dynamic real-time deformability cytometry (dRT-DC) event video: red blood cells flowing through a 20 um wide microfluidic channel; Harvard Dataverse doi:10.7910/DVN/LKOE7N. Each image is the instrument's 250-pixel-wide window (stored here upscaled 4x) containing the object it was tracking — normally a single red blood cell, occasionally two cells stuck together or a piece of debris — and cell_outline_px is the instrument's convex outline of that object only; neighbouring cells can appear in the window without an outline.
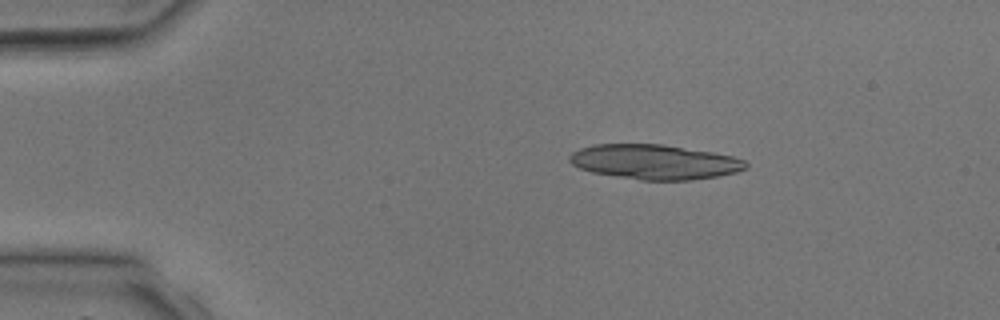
{"species": "common noctule bat (a hibernating species)", "species_latin": "Nyctalus noctula", "temperature_condition": "room temperature", "stored_images_in_passage": 4, "camera_frame_rate_fps": 3000, "um_per_image_px": 0.085, "animal": {"sex": "male", "body_mass_g": 17.9, "forearm_length_mm": 54.2}, "frame": {"image": 1, "passage_image": 2, "time_ms": 2.0, "image_size_px": [1000, 320], "cell_outline_px": [[748, 168], [736, 172], [716, 176], [692, 180], [640, 180], [592, 172], [580, 168], [572, 164], [568, 160], [568, 156], [572, 152], [580, 148], [596, 144], [664, 144], [712, 152], [732, 156], [744, 160], [748, 164]], "centroid_in_image_um": [55.63, 13.76], "position_along_channel_um": 29.4, "area_um2": 35.72}}
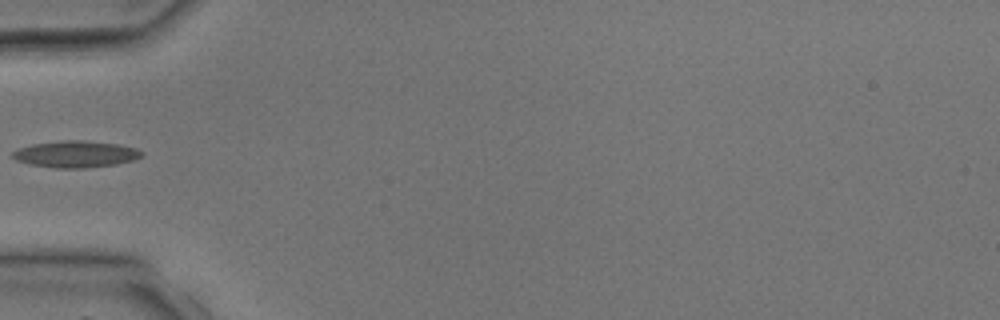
{"frame": {"image": 2, "passage_image": 4, "time_ms": 4.333, "image_size_px": [1000, 320], "cell_outline_px": [[144, 156], [132, 160], [116, 164], [84, 168], [56, 168], [28, 164], [16, 160], [12, 156], [12, 152], [20, 148], [32, 144], [64, 140], [80, 140], [116, 144], [136, 148], [144, 152]], "centroid_in_image_um": [6.44, 13.1], "position_along_channel_um": 78.6, "area_um2": 19.94}}